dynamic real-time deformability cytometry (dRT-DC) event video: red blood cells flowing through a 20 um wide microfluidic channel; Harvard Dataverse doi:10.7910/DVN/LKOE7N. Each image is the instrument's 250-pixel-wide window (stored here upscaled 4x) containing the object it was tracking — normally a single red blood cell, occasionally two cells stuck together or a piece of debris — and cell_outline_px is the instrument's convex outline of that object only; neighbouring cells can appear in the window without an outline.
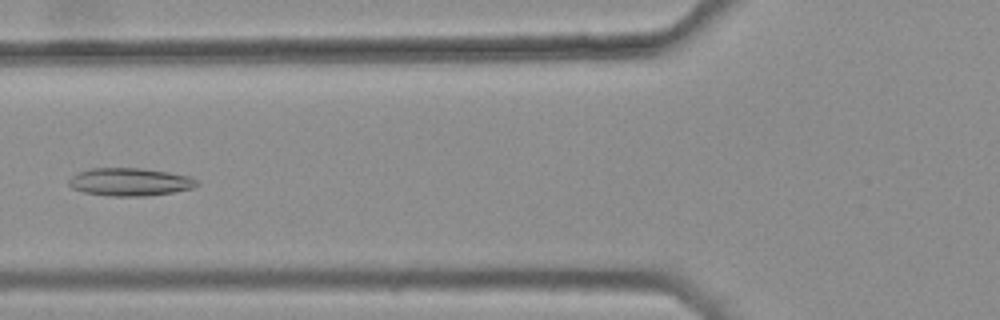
{"species": "common noctule bat (a hibernating species)", "species_latin": "Nyctalus noctula", "temperature_condition": "warm", "stored_images_in_passage": 10, "camera_frame_rate_fps": 3000, "um_per_image_px": 0.085, "animal": {"sex": "female", "body_mass_g": 25.1}, "frame": {"image": 1, "passage_image": 6, "time_ms": 1.667, "image_size_px": [1000, 320], "cell_outline_px": [[200, 184], [192, 188], [172, 192], [144, 196], [112, 196], [84, 192], [72, 188], [68, 184], [68, 180], [72, 176], [80, 172], [92, 168], [144, 168], [192, 176], [200, 180]], "centroid_in_image_um": [11.09, 15.46], "position_along_channel_um": 114.7, "area_um2": 20.87}}
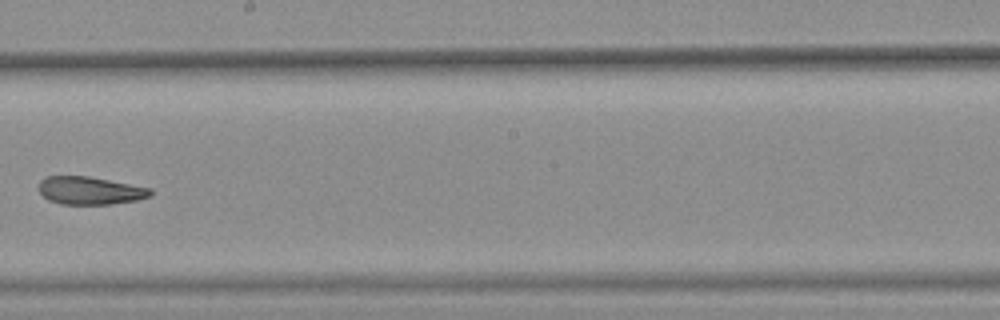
{"frame": {"image": 2, "passage_image": 9, "time_ms": 2.667, "image_size_px": [1000, 320], "cell_outline_px": [[152, 196], [136, 200], [112, 204], [60, 204], [48, 200], [36, 188], [40, 180], [44, 176], [88, 176], [152, 188]], "centroid_in_image_um": [7.62, 16.19], "position_along_channel_um": 240.6, "area_um2": 18.32}}
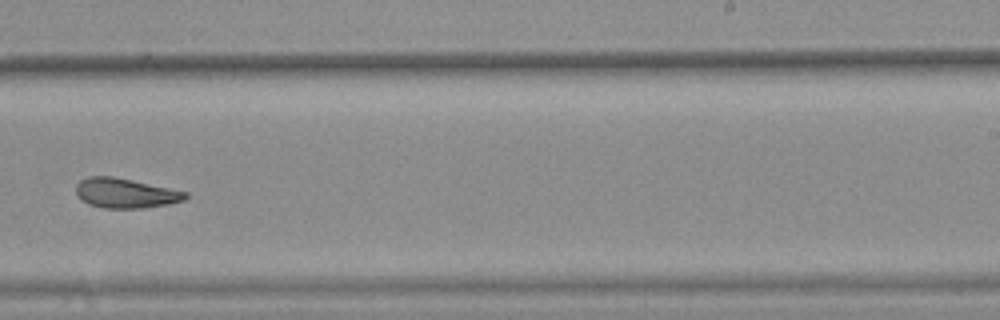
{"frame": {"image": 3, "passage_image": 10, "time_ms": 3.0, "image_size_px": [1000, 320], "cell_outline_px": [[188, 196], [184, 200], [168, 204], [140, 208], [104, 208], [88, 204], [80, 200], [76, 196], [76, 184], [80, 180], [88, 176], [112, 176], [132, 180], [188, 192]], "centroid_in_image_um": [10.62, 16.41], "position_along_channel_um": 278.4, "area_um2": 19.02}}